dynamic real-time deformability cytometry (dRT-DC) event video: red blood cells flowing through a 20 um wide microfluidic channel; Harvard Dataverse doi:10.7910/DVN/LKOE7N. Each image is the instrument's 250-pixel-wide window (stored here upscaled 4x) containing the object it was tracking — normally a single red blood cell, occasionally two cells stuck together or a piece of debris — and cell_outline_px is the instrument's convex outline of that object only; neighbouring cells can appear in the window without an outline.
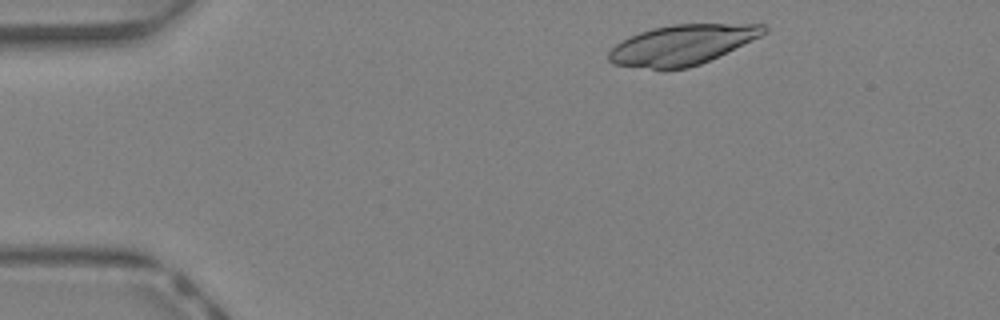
{"species": "Egyptian fruit bat (a non-hibernating species)", "species_latin": "Rousettus aegyptiacus", "temperature_condition": "warm", "stored_images_in_passage": 38, "camera_frame_rate_fps": 3000, "um_per_image_px": 0.085, "animal": {"sex": "female"}, "frame": {"image": 1, "passage_image": 2, "time_ms": 0.333, "image_size_px": [1000, 320], "cell_outline_px": [[768, 32], [760, 36], [700, 64], [688, 68], [664, 72], [612, 64], [608, 60], [608, 52], [616, 44], [640, 32], [652, 28], [672, 24], [764, 24], [768, 28]], "centroid_in_image_um": [57.93, 3.84], "position_along_channel_um": 27.1, "area_um2": 36.41}}